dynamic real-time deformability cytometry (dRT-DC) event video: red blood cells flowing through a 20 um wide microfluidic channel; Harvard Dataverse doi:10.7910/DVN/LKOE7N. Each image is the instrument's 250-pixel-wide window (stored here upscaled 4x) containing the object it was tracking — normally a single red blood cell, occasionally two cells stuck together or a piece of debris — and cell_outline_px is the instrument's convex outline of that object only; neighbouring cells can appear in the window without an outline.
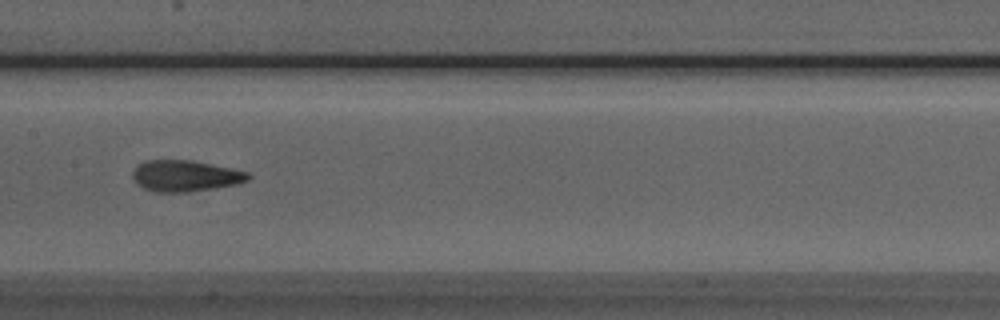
{"species": "Egyptian fruit bat (a non-hibernating species)", "species_latin": "Rousettus aegyptiacus", "temperature_condition": "room temperature", "stored_images_in_passage": 7, "camera_frame_rate_fps": 3000, "um_per_image_px": 0.085, "animal": {"sex": "male"}, "frame": {"image": 1, "passage_image": 7, "time_ms": 7.667, "image_size_px": [1000, 320], "cell_outline_px": [[252, 176], [248, 180], [236, 184], [188, 192], [156, 192], [144, 188], [136, 184], [132, 176], [132, 172], [144, 160], [192, 160], [232, 168], [248, 172]], "centroid_in_image_um": [15.75, 14.94], "position_along_channel_um": 191.7, "area_um2": 20.98}}